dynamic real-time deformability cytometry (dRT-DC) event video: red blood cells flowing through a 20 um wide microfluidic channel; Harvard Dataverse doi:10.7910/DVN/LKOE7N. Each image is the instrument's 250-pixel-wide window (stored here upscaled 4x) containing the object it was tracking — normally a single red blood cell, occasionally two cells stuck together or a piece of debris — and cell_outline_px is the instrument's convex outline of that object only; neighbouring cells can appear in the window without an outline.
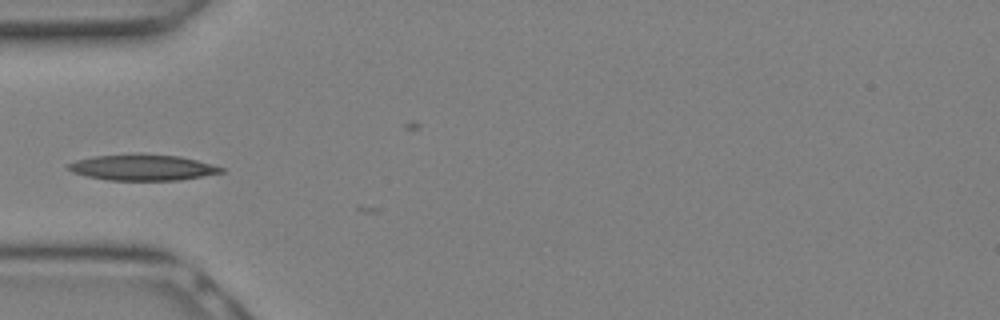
{"species": "Egyptian fruit bat (a non-hibernating species)", "species_latin": "Rousettus aegyptiacus", "temperature_condition": "warm", "stored_images_in_passage": 3, "camera_frame_rate_fps": 3000, "um_per_image_px": 0.085, "animal": {"sex": "female"}, "frame": {"image": 1, "passage_image": 1, "time_ms": 0.0, "image_size_px": [1000, 320], "cell_outline_px": [[224, 172], [180, 180], [108, 180], [84, 176], [72, 172], [64, 164], [76, 160], [92, 156], [136, 152], [140, 152], [180, 156], [212, 164], [224, 168]], "centroid_in_image_um": [12.06, 14.21], "position_along_channel_um": 72.9, "area_um2": 23.7}}